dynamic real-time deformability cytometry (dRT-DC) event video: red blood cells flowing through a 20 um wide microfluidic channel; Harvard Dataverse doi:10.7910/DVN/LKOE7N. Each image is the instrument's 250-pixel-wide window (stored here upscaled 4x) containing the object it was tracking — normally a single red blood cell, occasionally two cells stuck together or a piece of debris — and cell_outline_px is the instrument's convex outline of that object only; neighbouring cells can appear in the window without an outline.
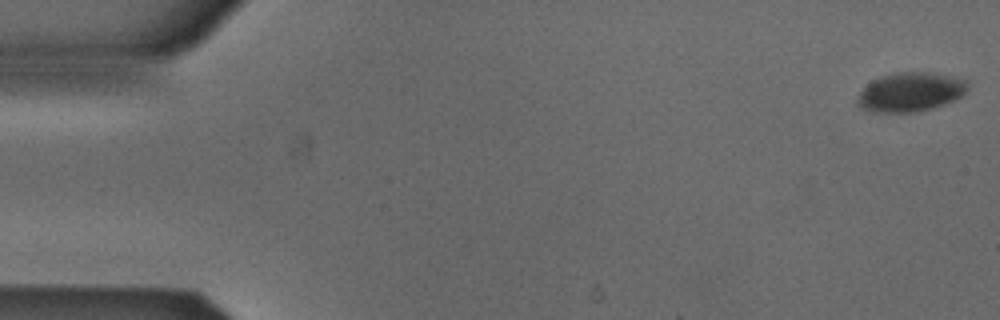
{"species": "Egyptian fruit bat (a non-hibernating species)", "species_latin": "Rousettus aegyptiacus", "temperature_condition": "cold", "stored_images_in_passage": 13, "camera_frame_rate_fps": 3000, "um_per_image_px": 0.085, "animal": {"sex": "male"}, "frame": {"image": 1, "passage_image": 1, "time_ms": 0.0, "image_size_px": [1000, 320], "cell_outline_px": [[968, 88], [960, 96], [952, 100], [928, 108], [912, 112], [872, 112], [856, 104], [856, 100], [860, 92], [872, 80], [880, 76], [900, 72], [924, 72], [968, 80]], "centroid_in_image_um": [77.33, 7.81], "position_along_channel_um": 7.7, "area_um2": 24.51}}